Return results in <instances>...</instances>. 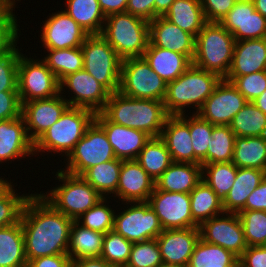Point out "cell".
<instances>
[{
    "mask_svg": "<svg viewBox=\"0 0 266 267\" xmlns=\"http://www.w3.org/2000/svg\"><path fill=\"white\" fill-rule=\"evenodd\" d=\"M237 169L232 162L202 165V181L223 200L234 184Z\"/></svg>",
    "mask_w": 266,
    "mask_h": 267,
    "instance_id": "obj_41",
    "label": "cell"
},
{
    "mask_svg": "<svg viewBox=\"0 0 266 267\" xmlns=\"http://www.w3.org/2000/svg\"><path fill=\"white\" fill-rule=\"evenodd\" d=\"M128 204V205H127ZM115 213L113 230L132 243L156 239L164 230L148 202H124Z\"/></svg>",
    "mask_w": 266,
    "mask_h": 267,
    "instance_id": "obj_12",
    "label": "cell"
},
{
    "mask_svg": "<svg viewBox=\"0 0 266 267\" xmlns=\"http://www.w3.org/2000/svg\"><path fill=\"white\" fill-rule=\"evenodd\" d=\"M95 115L96 113L90 109L69 106L34 142V156L47 151L51 155L57 153L67 158L95 120Z\"/></svg>",
    "mask_w": 266,
    "mask_h": 267,
    "instance_id": "obj_4",
    "label": "cell"
},
{
    "mask_svg": "<svg viewBox=\"0 0 266 267\" xmlns=\"http://www.w3.org/2000/svg\"><path fill=\"white\" fill-rule=\"evenodd\" d=\"M47 16L41 28L44 49L81 47L88 34L62 9Z\"/></svg>",
    "mask_w": 266,
    "mask_h": 267,
    "instance_id": "obj_17",
    "label": "cell"
},
{
    "mask_svg": "<svg viewBox=\"0 0 266 267\" xmlns=\"http://www.w3.org/2000/svg\"><path fill=\"white\" fill-rule=\"evenodd\" d=\"M238 0H200L207 22H221Z\"/></svg>",
    "mask_w": 266,
    "mask_h": 267,
    "instance_id": "obj_52",
    "label": "cell"
},
{
    "mask_svg": "<svg viewBox=\"0 0 266 267\" xmlns=\"http://www.w3.org/2000/svg\"><path fill=\"white\" fill-rule=\"evenodd\" d=\"M220 24L236 41L266 38V18L255 10L252 0H238Z\"/></svg>",
    "mask_w": 266,
    "mask_h": 267,
    "instance_id": "obj_19",
    "label": "cell"
},
{
    "mask_svg": "<svg viewBox=\"0 0 266 267\" xmlns=\"http://www.w3.org/2000/svg\"><path fill=\"white\" fill-rule=\"evenodd\" d=\"M241 210L266 211V177L247 198L246 204Z\"/></svg>",
    "mask_w": 266,
    "mask_h": 267,
    "instance_id": "obj_57",
    "label": "cell"
},
{
    "mask_svg": "<svg viewBox=\"0 0 266 267\" xmlns=\"http://www.w3.org/2000/svg\"><path fill=\"white\" fill-rule=\"evenodd\" d=\"M158 267H188V266H183V265H176V264H168V263H162Z\"/></svg>",
    "mask_w": 266,
    "mask_h": 267,
    "instance_id": "obj_64",
    "label": "cell"
},
{
    "mask_svg": "<svg viewBox=\"0 0 266 267\" xmlns=\"http://www.w3.org/2000/svg\"><path fill=\"white\" fill-rule=\"evenodd\" d=\"M109 202L111 201H108V197H103L97 204L83 213L76 222L85 228L104 234L113 230L116 211L111 208Z\"/></svg>",
    "mask_w": 266,
    "mask_h": 267,
    "instance_id": "obj_44",
    "label": "cell"
},
{
    "mask_svg": "<svg viewBox=\"0 0 266 267\" xmlns=\"http://www.w3.org/2000/svg\"><path fill=\"white\" fill-rule=\"evenodd\" d=\"M175 0H155V18L164 16Z\"/></svg>",
    "mask_w": 266,
    "mask_h": 267,
    "instance_id": "obj_60",
    "label": "cell"
},
{
    "mask_svg": "<svg viewBox=\"0 0 266 267\" xmlns=\"http://www.w3.org/2000/svg\"><path fill=\"white\" fill-rule=\"evenodd\" d=\"M11 182L8 180V178L6 179L5 177L2 178V176L0 177V192Z\"/></svg>",
    "mask_w": 266,
    "mask_h": 267,
    "instance_id": "obj_63",
    "label": "cell"
},
{
    "mask_svg": "<svg viewBox=\"0 0 266 267\" xmlns=\"http://www.w3.org/2000/svg\"><path fill=\"white\" fill-rule=\"evenodd\" d=\"M230 128L238 137L266 136V115L253 102H247L234 116Z\"/></svg>",
    "mask_w": 266,
    "mask_h": 267,
    "instance_id": "obj_40",
    "label": "cell"
},
{
    "mask_svg": "<svg viewBox=\"0 0 266 267\" xmlns=\"http://www.w3.org/2000/svg\"><path fill=\"white\" fill-rule=\"evenodd\" d=\"M247 102L232 82L222 78L197 114L213 125H230Z\"/></svg>",
    "mask_w": 266,
    "mask_h": 267,
    "instance_id": "obj_16",
    "label": "cell"
},
{
    "mask_svg": "<svg viewBox=\"0 0 266 267\" xmlns=\"http://www.w3.org/2000/svg\"><path fill=\"white\" fill-rule=\"evenodd\" d=\"M164 17L194 37L207 23L200 0H175Z\"/></svg>",
    "mask_w": 266,
    "mask_h": 267,
    "instance_id": "obj_30",
    "label": "cell"
},
{
    "mask_svg": "<svg viewBox=\"0 0 266 267\" xmlns=\"http://www.w3.org/2000/svg\"><path fill=\"white\" fill-rule=\"evenodd\" d=\"M10 182L1 192H0V228L11 226L20 221L22 211L27 199L31 196L28 194L17 193L14 186Z\"/></svg>",
    "mask_w": 266,
    "mask_h": 267,
    "instance_id": "obj_43",
    "label": "cell"
},
{
    "mask_svg": "<svg viewBox=\"0 0 266 267\" xmlns=\"http://www.w3.org/2000/svg\"><path fill=\"white\" fill-rule=\"evenodd\" d=\"M189 194L191 215L199 226L224 213L222 199L205 182L201 181Z\"/></svg>",
    "mask_w": 266,
    "mask_h": 267,
    "instance_id": "obj_36",
    "label": "cell"
},
{
    "mask_svg": "<svg viewBox=\"0 0 266 267\" xmlns=\"http://www.w3.org/2000/svg\"><path fill=\"white\" fill-rule=\"evenodd\" d=\"M142 57L166 83L174 81L192 65L187 56L153 46L150 42Z\"/></svg>",
    "mask_w": 266,
    "mask_h": 267,
    "instance_id": "obj_27",
    "label": "cell"
},
{
    "mask_svg": "<svg viewBox=\"0 0 266 267\" xmlns=\"http://www.w3.org/2000/svg\"><path fill=\"white\" fill-rule=\"evenodd\" d=\"M266 70V38L235 42L227 76H243Z\"/></svg>",
    "mask_w": 266,
    "mask_h": 267,
    "instance_id": "obj_26",
    "label": "cell"
},
{
    "mask_svg": "<svg viewBox=\"0 0 266 267\" xmlns=\"http://www.w3.org/2000/svg\"><path fill=\"white\" fill-rule=\"evenodd\" d=\"M126 12L150 22L155 19V0H128Z\"/></svg>",
    "mask_w": 266,
    "mask_h": 267,
    "instance_id": "obj_55",
    "label": "cell"
},
{
    "mask_svg": "<svg viewBox=\"0 0 266 267\" xmlns=\"http://www.w3.org/2000/svg\"><path fill=\"white\" fill-rule=\"evenodd\" d=\"M100 35L122 60L142 57L150 41L149 21L128 12L111 14Z\"/></svg>",
    "mask_w": 266,
    "mask_h": 267,
    "instance_id": "obj_6",
    "label": "cell"
},
{
    "mask_svg": "<svg viewBox=\"0 0 266 267\" xmlns=\"http://www.w3.org/2000/svg\"><path fill=\"white\" fill-rule=\"evenodd\" d=\"M238 263L242 267H266V246H248Z\"/></svg>",
    "mask_w": 266,
    "mask_h": 267,
    "instance_id": "obj_54",
    "label": "cell"
},
{
    "mask_svg": "<svg viewBox=\"0 0 266 267\" xmlns=\"http://www.w3.org/2000/svg\"><path fill=\"white\" fill-rule=\"evenodd\" d=\"M239 258L225 248L201 238L190 257L188 267H237Z\"/></svg>",
    "mask_w": 266,
    "mask_h": 267,
    "instance_id": "obj_38",
    "label": "cell"
},
{
    "mask_svg": "<svg viewBox=\"0 0 266 267\" xmlns=\"http://www.w3.org/2000/svg\"><path fill=\"white\" fill-rule=\"evenodd\" d=\"M68 107L69 104L61 93L52 98L23 103L21 115L29 139L34 143Z\"/></svg>",
    "mask_w": 266,
    "mask_h": 267,
    "instance_id": "obj_18",
    "label": "cell"
},
{
    "mask_svg": "<svg viewBox=\"0 0 266 267\" xmlns=\"http://www.w3.org/2000/svg\"><path fill=\"white\" fill-rule=\"evenodd\" d=\"M156 239L133 243L130 258L125 267H158L162 264Z\"/></svg>",
    "mask_w": 266,
    "mask_h": 267,
    "instance_id": "obj_48",
    "label": "cell"
},
{
    "mask_svg": "<svg viewBox=\"0 0 266 267\" xmlns=\"http://www.w3.org/2000/svg\"><path fill=\"white\" fill-rule=\"evenodd\" d=\"M167 83L143 57L122 60L119 91L128 97L164 101Z\"/></svg>",
    "mask_w": 266,
    "mask_h": 267,
    "instance_id": "obj_11",
    "label": "cell"
},
{
    "mask_svg": "<svg viewBox=\"0 0 266 267\" xmlns=\"http://www.w3.org/2000/svg\"><path fill=\"white\" fill-rule=\"evenodd\" d=\"M252 102L266 115V90Z\"/></svg>",
    "mask_w": 266,
    "mask_h": 267,
    "instance_id": "obj_61",
    "label": "cell"
},
{
    "mask_svg": "<svg viewBox=\"0 0 266 267\" xmlns=\"http://www.w3.org/2000/svg\"><path fill=\"white\" fill-rule=\"evenodd\" d=\"M224 79L232 82L248 102H252L266 90V70L243 76H226Z\"/></svg>",
    "mask_w": 266,
    "mask_h": 267,
    "instance_id": "obj_51",
    "label": "cell"
},
{
    "mask_svg": "<svg viewBox=\"0 0 266 267\" xmlns=\"http://www.w3.org/2000/svg\"><path fill=\"white\" fill-rule=\"evenodd\" d=\"M241 220L247 246L266 245V211L240 210Z\"/></svg>",
    "mask_w": 266,
    "mask_h": 267,
    "instance_id": "obj_47",
    "label": "cell"
},
{
    "mask_svg": "<svg viewBox=\"0 0 266 267\" xmlns=\"http://www.w3.org/2000/svg\"><path fill=\"white\" fill-rule=\"evenodd\" d=\"M72 267H115L101 257H86L72 261Z\"/></svg>",
    "mask_w": 266,
    "mask_h": 267,
    "instance_id": "obj_59",
    "label": "cell"
},
{
    "mask_svg": "<svg viewBox=\"0 0 266 267\" xmlns=\"http://www.w3.org/2000/svg\"><path fill=\"white\" fill-rule=\"evenodd\" d=\"M207 149V164L232 162L236 135L230 125H214Z\"/></svg>",
    "mask_w": 266,
    "mask_h": 267,
    "instance_id": "obj_42",
    "label": "cell"
},
{
    "mask_svg": "<svg viewBox=\"0 0 266 267\" xmlns=\"http://www.w3.org/2000/svg\"><path fill=\"white\" fill-rule=\"evenodd\" d=\"M47 54L42 60L61 81L68 74L78 72L84 68L81 47L65 49H46Z\"/></svg>",
    "mask_w": 266,
    "mask_h": 267,
    "instance_id": "obj_39",
    "label": "cell"
},
{
    "mask_svg": "<svg viewBox=\"0 0 266 267\" xmlns=\"http://www.w3.org/2000/svg\"><path fill=\"white\" fill-rule=\"evenodd\" d=\"M202 181V165L173 162L155 181L158 190L190 193Z\"/></svg>",
    "mask_w": 266,
    "mask_h": 267,
    "instance_id": "obj_28",
    "label": "cell"
},
{
    "mask_svg": "<svg viewBox=\"0 0 266 267\" xmlns=\"http://www.w3.org/2000/svg\"><path fill=\"white\" fill-rule=\"evenodd\" d=\"M20 221L27 261L67 254L74 220L57 211L38 192L27 199Z\"/></svg>",
    "mask_w": 266,
    "mask_h": 267,
    "instance_id": "obj_1",
    "label": "cell"
},
{
    "mask_svg": "<svg viewBox=\"0 0 266 267\" xmlns=\"http://www.w3.org/2000/svg\"><path fill=\"white\" fill-rule=\"evenodd\" d=\"M17 44L19 43L17 42L8 52L0 55V92L18 91V62L22 52Z\"/></svg>",
    "mask_w": 266,
    "mask_h": 267,
    "instance_id": "obj_49",
    "label": "cell"
},
{
    "mask_svg": "<svg viewBox=\"0 0 266 267\" xmlns=\"http://www.w3.org/2000/svg\"><path fill=\"white\" fill-rule=\"evenodd\" d=\"M160 138L165 142L173 162L195 164L188 114L168 116Z\"/></svg>",
    "mask_w": 266,
    "mask_h": 267,
    "instance_id": "obj_25",
    "label": "cell"
},
{
    "mask_svg": "<svg viewBox=\"0 0 266 267\" xmlns=\"http://www.w3.org/2000/svg\"><path fill=\"white\" fill-rule=\"evenodd\" d=\"M200 239L199 227L166 229L156 238L164 263L188 266Z\"/></svg>",
    "mask_w": 266,
    "mask_h": 267,
    "instance_id": "obj_21",
    "label": "cell"
},
{
    "mask_svg": "<svg viewBox=\"0 0 266 267\" xmlns=\"http://www.w3.org/2000/svg\"><path fill=\"white\" fill-rule=\"evenodd\" d=\"M136 161L154 182L173 163L171 154L160 137L151 138L140 151Z\"/></svg>",
    "mask_w": 266,
    "mask_h": 267,
    "instance_id": "obj_37",
    "label": "cell"
},
{
    "mask_svg": "<svg viewBox=\"0 0 266 267\" xmlns=\"http://www.w3.org/2000/svg\"><path fill=\"white\" fill-rule=\"evenodd\" d=\"M26 263L21 221L0 228V267H26Z\"/></svg>",
    "mask_w": 266,
    "mask_h": 267,
    "instance_id": "obj_31",
    "label": "cell"
},
{
    "mask_svg": "<svg viewBox=\"0 0 266 267\" xmlns=\"http://www.w3.org/2000/svg\"><path fill=\"white\" fill-rule=\"evenodd\" d=\"M26 267H72V261L68 254H59L29 260Z\"/></svg>",
    "mask_w": 266,
    "mask_h": 267,
    "instance_id": "obj_56",
    "label": "cell"
},
{
    "mask_svg": "<svg viewBox=\"0 0 266 267\" xmlns=\"http://www.w3.org/2000/svg\"><path fill=\"white\" fill-rule=\"evenodd\" d=\"M200 238L231 251L238 258L248 247L244 230L237 213L224 212L204 221L200 226Z\"/></svg>",
    "mask_w": 266,
    "mask_h": 267,
    "instance_id": "obj_15",
    "label": "cell"
},
{
    "mask_svg": "<svg viewBox=\"0 0 266 267\" xmlns=\"http://www.w3.org/2000/svg\"><path fill=\"white\" fill-rule=\"evenodd\" d=\"M232 163L237 168L266 171V136H236Z\"/></svg>",
    "mask_w": 266,
    "mask_h": 267,
    "instance_id": "obj_32",
    "label": "cell"
},
{
    "mask_svg": "<svg viewBox=\"0 0 266 267\" xmlns=\"http://www.w3.org/2000/svg\"><path fill=\"white\" fill-rule=\"evenodd\" d=\"M56 185L40 195L57 211L76 221L103 197L81 176L68 174L60 169L55 173Z\"/></svg>",
    "mask_w": 266,
    "mask_h": 267,
    "instance_id": "obj_7",
    "label": "cell"
},
{
    "mask_svg": "<svg viewBox=\"0 0 266 267\" xmlns=\"http://www.w3.org/2000/svg\"><path fill=\"white\" fill-rule=\"evenodd\" d=\"M101 112L111 122L143 131L151 138L161 136L164 123L169 116L163 101L131 98L120 91L110 93Z\"/></svg>",
    "mask_w": 266,
    "mask_h": 267,
    "instance_id": "obj_2",
    "label": "cell"
},
{
    "mask_svg": "<svg viewBox=\"0 0 266 267\" xmlns=\"http://www.w3.org/2000/svg\"><path fill=\"white\" fill-rule=\"evenodd\" d=\"M22 53L18 62L17 90L21 105L60 94V81L42 59Z\"/></svg>",
    "mask_w": 266,
    "mask_h": 267,
    "instance_id": "obj_10",
    "label": "cell"
},
{
    "mask_svg": "<svg viewBox=\"0 0 266 267\" xmlns=\"http://www.w3.org/2000/svg\"><path fill=\"white\" fill-rule=\"evenodd\" d=\"M213 124L201 118L197 113L190 114L189 128L195 155V164H207V149L212 140Z\"/></svg>",
    "mask_w": 266,
    "mask_h": 267,
    "instance_id": "obj_46",
    "label": "cell"
},
{
    "mask_svg": "<svg viewBox=\"0 0 266 267\" xmlns=\"http://www.w3.org/2000/svg\"><path fill=\"white\" fill-rule=\"evenodd\" d=\"M155 182L136 160H122L119 183L113 195L125 202H148Z\"/></svg>",
    "mask_w": 266,
    "mask_h": 267,
    "instance_id": "obj_22",
    "label": "cell"
},
{
    "mask_svg": "<svg viewBox=\"0 0 266 267\" xmlns=\"http://www.w3.org/2000/svg\"><path fill=\"white\" fill-rule=\"evenodd\" d=\"M4 0H0V13L8 6Z\"/></svg>",
    "mask_w": 266,
    "mask_h": 267,
    "instance_id": "obj_65",
    "label": "cell"
},
{
    "mask_svg": "<svg viewBox=\"0 0 266 267\" xmlns=\"http://www.w3.org/2000/svg\"><path fill=\"white\" fill-rule=\"evenodd\" d=\"M121 167L122 160L115 158L89 168L81 177L102 197L110 199L117 191Z\"/></svg>",
    "mask_w": 266,
    "mask_h": 267,
    "instance_id": "obj_35",
    "label": "cell"
},
{
    "mask_svg": "<svg viewBox=\"0 0 266 267\" xmlns=\"http://www.w3.org/2000/svg\"><path fill=\"white\" fill-rule=\"evenodd\" d=\"M15 5H8L0 13V55L8 52L17 42L21 36L20 26L16 19ZM18 31L20 33H18Z\"/></svg>",
    "mask_w": 266,
    "mask_h": 267,
    "instance_id": "obj_50",
    "label": "cell"
},
{
    "mask_svg": "<svg viewBox=\"0 0 266 267\" xmlns=\"http://www.w3.org/2000/svg\"><path fill=\"white\" fill-rule=\"evenodd\" d=\"M149 37L153 46L181 53L191 61L194 58L195 37L164 16H158L149 22Z\"/></svg>",
    "mask_w": 266,
    "mask_h": 267,
    "instance_id": "obj_24",
    "label": "cell"
},
{
    "mask_svg": "<svg viewBox=\"0 0 266 267\" xmlns=\"http://www.w3.org/2000/svg\"><path fill=\"white\" fill-rule=\"evenodd\" d=\"M265 177L266 171L256 168H238L234 184L222 200L224 212L238 213Z\"/></svg>",
    "mask_w": 266,
    "mask_h": 267,
    "instance_id": "obj_29",
    "label": "cell"
},
{
    "mask_svg": "<svg viewBox=\"0 0 266 267\" xmlns=\"http://www.w3.org/2000/svg\"><path fill=\"white\" fill-rule=\"evenodd\" d=\"M99 6L105 17L126 12L128 0H98Z\"/></svg>",
    "mask_w": 266,
    "mask_h": 267,
    "instance_id": "obj_58",
    "label": "cell"
},
{
    "mask_svg": "<svg viewBox=\"0 0 266 267\" xmlns=\"http://www.w3.org/2000/svg\"><path fill=\"white\" fill-rule=\"evenodd\" d=\"M115 154L104 129L94 120L85 135L75 145L73 151L64 159L66 165L61 170L82 176L89 168L115 159Z\"/></svg>",
    "mask_w": 266,
    "mask_h": 267,
    "instance_id": "obj_9",
    "label": "cell"
},
{
    "mask_svg": "<svg viewBox=\"0 0 266 267\" xmlns=\"http://www.w3.org/2000/svg\"><path fill=\"white\" fill-rule=\"evenodd\" d=\"M68 89L71 97L66 98L70 107L87 108L95 113L101 112L109 98L110 92L84 68L68 74L60 81V93ZM74 94V95H72Z\"/></svg>",
    "mask_w": 266,
    "mask_h": 267,
    "instance_id": "obj_13",
    "label": "cell"
},
{
    "mask_svg": "<svg viewBox=\"0 0 266 267\" xmlns=\"http://www.w3.org/2000/svg\"><path fill=\"white\" fill-rule=\"evenodd\" d=\"M64 10L88 35L101 34L106 20L98 0H66Z\"/></svg>",
    "mask_w": 266,
    "mask_h": 267,
    "instance_id": "obj_34",
    "label": "cell"
},
{
    "mask_svg": "<svg viewBox=\"0 0 266 267\" xmlns=\"http://www.w3.org/2000/svg\"><path fill=\"white\" fill-rule=\"evenodd\" d=\"M148 203L164 230L199 227L191 215L189 193L166 192L155 187Z\"/></svg>",
    "mask_w": 266,
    "mask_h": 267,
    "instance_id": "obj_14",
    "label": "cell"
},
{
    "mask_svg": "<svg viewBox=\"0 0 266 267\" xmlns=\"http://www.w3.org/2000/svg\"><path fill=\"white\" fill-rule=\"evenodd\" d=\"M133 243L114 230L108 231L103 238L101 258L115 267H125L130 258Z\"/></svg>",
    "mask_w": 266,
    "mask_h": 267,
    "instance_id": "obj_45",
    "label": "cell"
},
{
    "mask_svg": "<svg viewBox=\"0 0 266 267\" xmlns=\"http://www.w3.org/2000/svg\"><path fill=\"white\" fill-rule=\"evenodd\" d=\"M236 40L219 22H207L195 37L192 65L225 78L230 70Z\"/></svg>",
    "mask_w": 266,
    "mask_h": 267,
    "instance_id": "obj_5",
    "label": "cell"
},
{
    "mask_svg": "<svg viewBox=\"0 0 266 267\" xmlns=\"http://www.w3.org/2000/svg\"><path fill=\"white\" fill-rule=\"evenodd\" d=\"M221 79L216 73L191 65L181 76L167 83L163 101L166 113L182 115L187 107L194 108L196 112L193 113H197Z\"/></svg>",
    "mask_w": 266,
    "mask_h": 267,
    "instance_id": "obj_3",
    "label": "cell"
},
{
    "mask_svg": "<svg viewBox=\"0 0 266 267\" xmlns=\"http://www.w3.org/2000/svg\"><path fill=\"white\" fill-rule=\"evenodd\" d=\"M95 121L104 129L115 157L121 160H136L151 137L143 131L111 122L102 112L95 115Z\"/></svg>",
    "mask_w": 266,
    "mask_h": 267,
    "instance_id": "obj_20",
    "label": "cell"
},
{
    "mask_svg": "<svg viewBox=\"0 0 266 267\" xmlns=\"http://www.w3.org/2000/svg\"><path fill=\"white\" fill-rule=\"evenodd\" d=\"M255 10L266 18V0H252Z\"/></svg>",
    "mask_w": 266,
    "mask_h": 267,
    "instance_id": "obj_62",
    "label": "cell"
},
{
    "mask_svg": "<svg viewBox=\"0 0 266 267\" xmlns=\"http://www.w3.org/2000/svg\"><path fill=\"white\" fill-rule=\"evenodd\" d=\"M31 155L34 156V143L27 135L22 115L16 119L0 120V164L25 160Z\"/></svg>",
    "mask_w": 266,
    "mask_h": 267,
    "instance_id": "obj_23",
    "label": "cell"
},
{
    "mask_svg": "<svg viewBox=\"0 0 266 267\" xmlns=\"http://www.w3.org/2000/svg\"><path fill=\"white\" fill-rule=\"evenodd\" d=\"M104 235L74 221L70 230L67 251L71 261L86 257H100Z\"/></svg>",
    "mask_w": 266,
    "mask_h": 267,
    "instance_id": "obj_33",
    "label": "cell"
},
{
    "mask_svg": "<svg viewBox=\"0 0 266 267\" xmlns=\"http://www.w3.org/2000/svg\"><path fill=\"white\" fill-rule=\"evenodd\" d=\"M84 69L110 93L119 91L122 59L100 35H88L81 46Z\"/></svg>",
    "mask_w": 266,
    "mask_h": 267,
    "instance_id": "obj_8",
    "label": "cell"
},
{
    "mask_svg": "<svg viewBox=\"0 0 266 267\" xmlns=\"http://www.w3.org/2000/svg\"><path fill=\"white\" fill-rule=\"evenodd\" d=\"M21 110L18 91L0 92V120L16 119L21 116Z\"/></svg>",
    "mask_w": 266,
    "mask_h": 267,
    "instance_id": "obj_53",
    "label": "cell"
},
{
    "mask_svg": "<svg viewBox=\"0 0 266 267\" xmlns=\"http://www.w3.org/2000/svg\"><path fill=\"white\" fill-rule=\"evenodd\" d=\"M7 4L9 5H15L17 6L18 5V1L20 3L21 0H4ZM16 1H17V5H16Z\"/></svg>",
    "mask_w": 266,
    "mask_h": 267,
    "instance_id": "obj_66",
    "label": "cell"
}]
</instances>
